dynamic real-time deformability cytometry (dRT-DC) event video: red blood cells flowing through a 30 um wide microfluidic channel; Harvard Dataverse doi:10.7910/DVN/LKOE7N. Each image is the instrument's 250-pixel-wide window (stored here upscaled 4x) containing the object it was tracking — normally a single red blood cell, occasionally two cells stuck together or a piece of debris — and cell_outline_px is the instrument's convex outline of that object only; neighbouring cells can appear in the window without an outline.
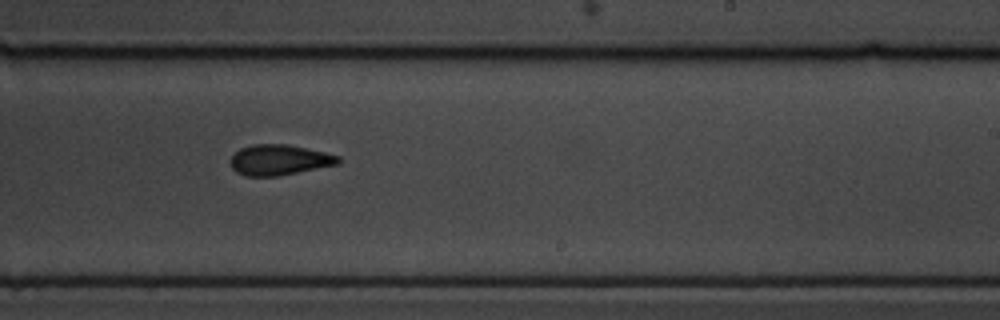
{"species": "common noctule bat (a hibernating species)", "species_latin": "Nyctalus noctula", "temperature_condition": "cold", "stored_images_in_passage": 16, "camera_frame_rate_fps": 3000, "um_per_image_px": 0.085, "animal": {"sex": "male", "body_mass_g": 19.5, "forearm_length_mm": 54.6}, "frame": {"image": 1, "passage_image": 10, "time_ms": 11.0, "image_size_px": [1000, 320], "cell_outline_px": [[340, 164], [276, 176], [244, 176], [236, 172], [232, 168], [232, 156], [240, 148], [252, 144], [288, 144], [324, 152], [340, 156]], "centroid_in_image_um": [23.75, 13.59], "position_along_channel_um": 265.3, "area_um2": 19.07}}
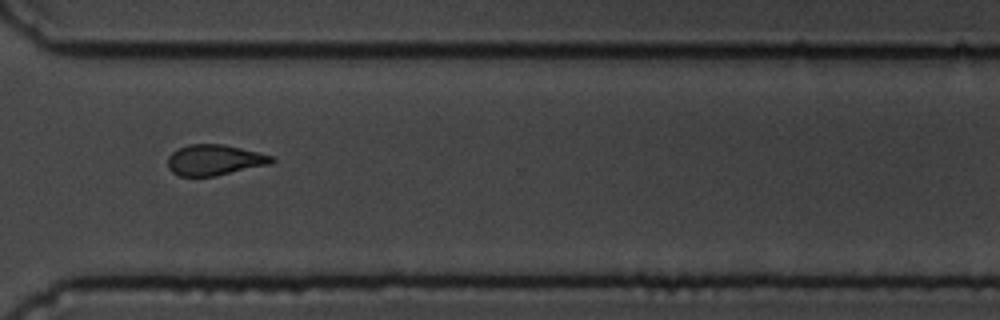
{"frame": {"image": 2, "passage_image": 12, "time_ms": 13.333, "image_size_px": [1000, 320], "cell_outline_px": [[276, 160], [272, 164], [216, 176], [180, 176], [172, 172], [168, 168], [168, 156], [172, 152], [188, 144], [224, 144], [260, 152], [272, 156]], "centroid_in_image_um": [18.27, 13.6], "position_along_channel_um": 352.3, "area_um2": 18.79}}
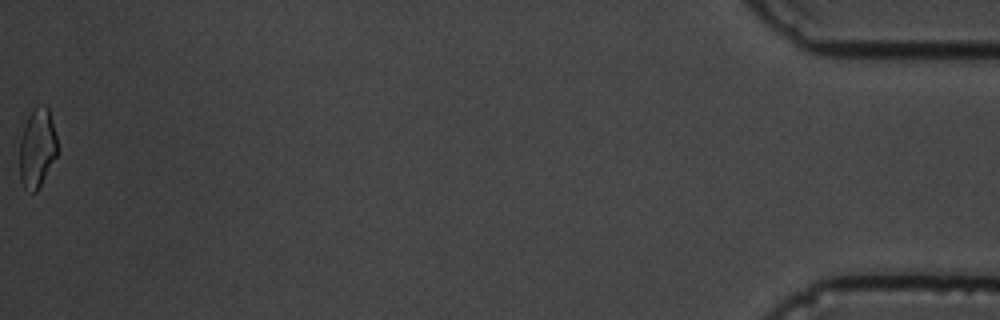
{"frame": {"image": 3, "passage_image": 16, "time_ms": 18.0, "image_size_px": [1000, 320], "cell_outline_px": [[56, 156], [36, 192], [32, 192], [24, 188], [20, 180], [20, 140], [28, 116], [32, 108], [44, 104], [48, 108], [56, 136]], "centroid_in_image_um": [3.14, 12.58], "position_along_channel_um": 432.1, "area_um2": 17.05}, "authors_computed_cell_mechanics": {"area_um2": 17.34, "velocity_mm_per_s": 3.7321, "shape_relaxation_time_tau1_ms": 0.9903, "shape_relaxation_time_tau2_ms": 3.068, "deformation_change_tau1": 0.0365, "deformation_change_tau2": 0.0502}}